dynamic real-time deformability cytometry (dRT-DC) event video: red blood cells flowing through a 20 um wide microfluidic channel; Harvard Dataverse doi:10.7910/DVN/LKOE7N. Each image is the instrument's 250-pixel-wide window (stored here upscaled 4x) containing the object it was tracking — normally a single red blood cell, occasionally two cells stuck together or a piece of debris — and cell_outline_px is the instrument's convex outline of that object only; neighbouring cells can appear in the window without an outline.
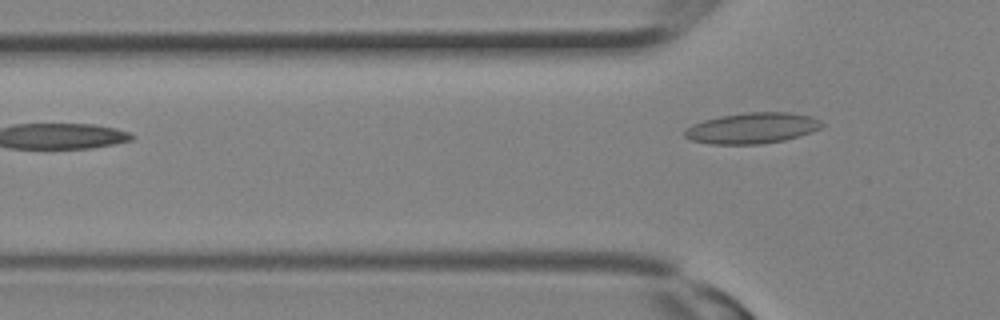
{"species": "Egyptian fruit bat (a non-hibernating species)", "species_latin": "Rousettus aegyptiacus", "temperature_condition": "room temperature", "stored_images_in_passage": 5, "camera_frame_rate_fps": 3000, "um_per_image_px": 0.085, "animal": {"sex": "female"}, "frame": {"image": 1, "passage_image": 5, "time_ms": 1.333, "image_size_px": [1000, 320], "cell_outline_px": [[824, 124], [820, 128], [812, 132], [800, 136], [784, 140], [760, 144], [712, 144], [692, 140], [684, 136], [684, 128], [692, 124], [704, 120], [720, 116], [748, 112], [788, 112], [812, 116], [820, 120]], "centroid_in_image_um": [63.94, 10.88], "position_along_channel_um": 61.9, "area_um2": 24.74}}